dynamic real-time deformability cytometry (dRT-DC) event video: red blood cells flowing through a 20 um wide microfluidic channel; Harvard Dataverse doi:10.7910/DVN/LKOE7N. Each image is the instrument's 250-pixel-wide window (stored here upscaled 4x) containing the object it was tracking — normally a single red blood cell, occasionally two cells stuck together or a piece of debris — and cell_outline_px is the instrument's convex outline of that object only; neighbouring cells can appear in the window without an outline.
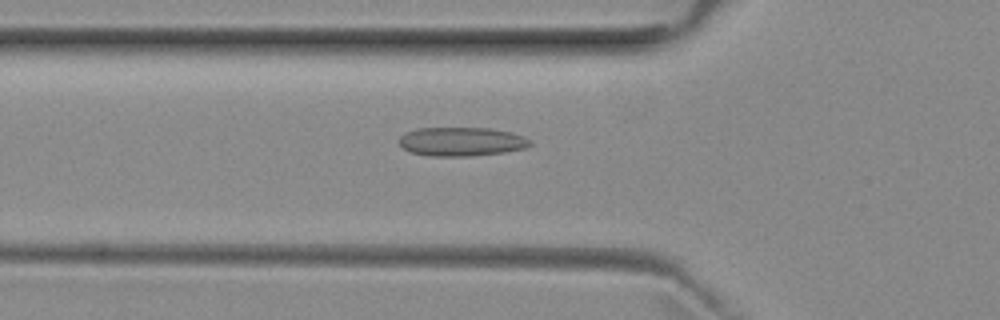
{"species": "common noctule bat (a hibernating species)", "species_latin": "Nyctalus noctula", "temperature_condition": "room temperature", "stored_images_in_passage": 49, "camera_frame_rate_fps": 3000, "um_per_image_px": 0.085, "animal": {"sex": "female", "body_mass_g": 29.2, "forearm_length_mm": 56.3}, "frame": {"image": 1, "passage_image": 15, "time_ms": 4.667, "image_size_px": [1000, 320], "cell_outline_px": [[532, 144], [524, 148], [504, 152], [472, 156], [428, 156], [412, 152], [404, 148], [400, 144], [400, 136], [416, 128], [488, 128], [512, 132], [524, 136], [532, 140]], "centroid_in_image_um": [39.26, 12.03], "position_along_channel_um": 86.5, "area_um2": 22.02}}
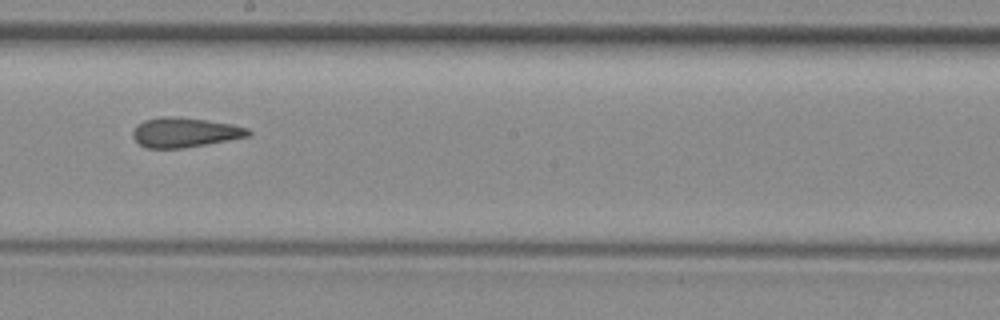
{"frame": {"image": 2, "passage_image": 26, "time_ms": 8.333, "image_size_px": [1000, 320], "cell_outline_px": [[252, 136], [184, 148], [144, 148], [132, 136], [132, 132], [144, 120], [160, 116], [172, 116], [204, 120], [232, 124], [248, 128], [252, 132]], "centroid_in_image_um": [15.74, 11.26], "position_along_channel_um": 232.5, "area_um2": 19.94}}
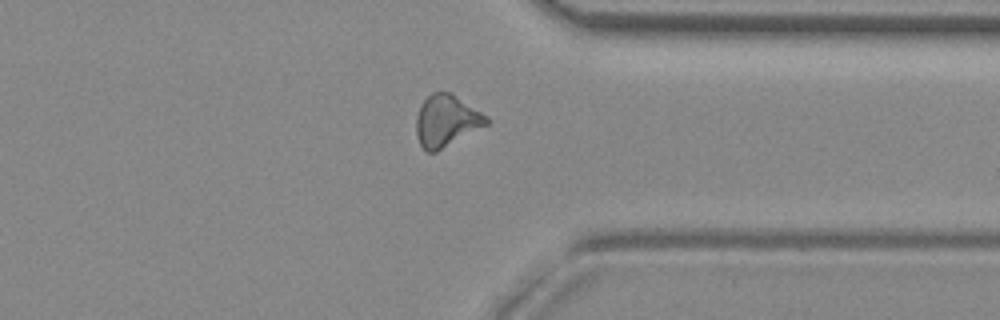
{"frame": {"image": 3, "passage_image": 37, "time_ms": 12.0, "image_size_px": [1000, 320], "cell_outline_px": [[488, 124], [436, 152], [428, 152], [420, 144], [416, 136], [416, 116], [420, 104], [432, 92], [448, 92], [488, 116]], "centroid_in_image_um": [37.91, 10.28], "position_along_channel_um": 373.5, "area_um2": 20.87}, "authors_computed_cell_mechanics": {"area_um2": 20.7502, "velocity_mm_per_s": 3.9679, "shape_relaxation_time_tau1_ms": null, "shape_relaxation_time_tau2_ms": 2.7659, "deformation_change_tau1": null, "deformation_change_tau2": 0.1327}}